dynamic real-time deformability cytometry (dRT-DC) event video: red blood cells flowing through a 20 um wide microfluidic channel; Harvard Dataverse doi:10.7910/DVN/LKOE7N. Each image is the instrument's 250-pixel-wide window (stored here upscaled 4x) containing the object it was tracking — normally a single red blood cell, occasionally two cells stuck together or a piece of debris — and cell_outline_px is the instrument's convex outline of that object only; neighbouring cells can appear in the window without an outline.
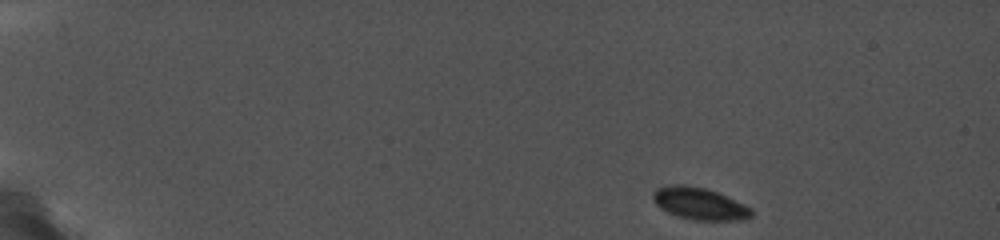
{"species": "common noctule bat (a hibernating species)", "species_latin": "Nyctalus noctula", "temperature_condition": "cold", "stored_images_in_passage": 29, "camera_frame_rate_fps": 5000, "um_per_image_px": 0.085, "animal": {"sex": "female", "body_mass_g": 19.0, "forearm_length_mm": 56.7}, "frame": {"image": 1, "passage_image": 1, "time_ms": 0.0, "image_size_px": [1000, 240], "cell_outline_px": [[752, 216], [744, 220], [692, 220], [676, 216], [660, 208], [656, 204], [652, 196], [652, 192], [656, 188], [668, 184], [688, 184], [704, 188], [716, 192], [744, 204], [752, 208]], "centroid_in_image_um": [59.42, 17.3], "position_along_channel_um": 25.6, "area_um2": 18.55}}
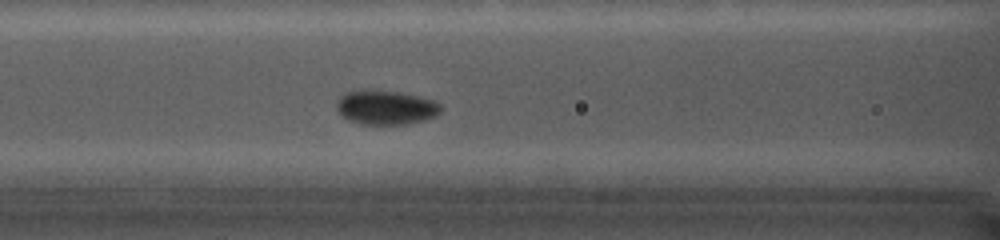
{"frame": {"image": 2, "passage_image": 12, "time_ms": 6.2, "image_size_px": [1000, 240], "cell_outline_px": [[440, 112], [436, 116], [424, 120], [404, 124], [360, 124], [348, 120], [340, 116], [336, 108], [336, 100], [340, 96], [348, 92], [396, 92], [416, 96], [432, 100], [440, 104]], "centroid_in_image_um": [32.76, 9.18], "position_along_channel_um": 133.8, "area_um2": 20.23}}
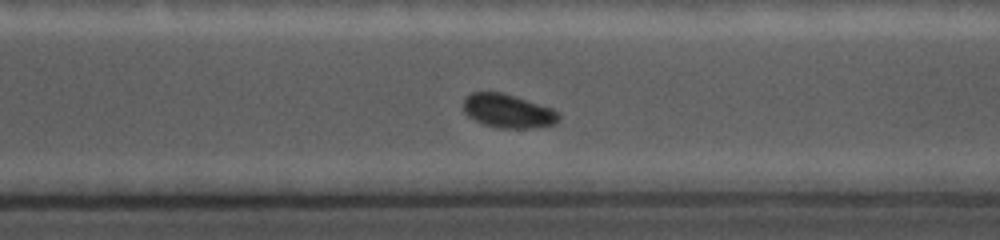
{"frame": {"image": 3, "passage_image": 26, "time_ms": 11.4, "image_size_px": [1000, 240], "cell_outline_px": [[560, 120], [556, 124], [528, 128], [500, 128], [484, 124], [468, 116], [464, 112], [464, 100], [472, 92], [500, 92], [552, 108], [560, 116]], "centroid_in_image_um": [43.19, 9.44], "position_along_channel_um": 327.4, "area_um2": 18.44}}